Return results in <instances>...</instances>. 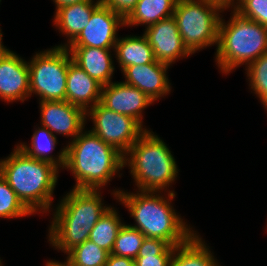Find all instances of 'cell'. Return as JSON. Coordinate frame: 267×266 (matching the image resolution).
Listing matches in <instances>:
<instances>
[{
  "label": "cell",
  "instance_id": "obj_1",
  "mask_svg": "<svg viewBox=\"0 0 267 266\" xmlns=\"http://www.w3.org/2000/svg\"><path fill=\"white\" fill-rule=\"evenodd\" d=\"M139 192L114 191L116 199L129 209L137 223L131 227L138 229L146 238H159L174 247L186 243L195 234L171 206L169 201L176 195L173 190L168 193V200L153 191Z\"/></svg>",
  "mask_w": 267,
  "mask_h": 266
},
{
  "label": "cell",
  "instance_id": "obj_2",
  "mask_svg": "<svg viewBox=\"0 0 267 266\" xmlns=\"http://www.w3.org/2000/svg\"><path fill=\"white\" fill-rule=\"evenodd\" d=\"M98 190L72 189L56 208L50 226L49 241L57 249L68 253L89 239L100 217L110 208L102 206Z\"/></svg>",
  "mask_w": 267,
  "mask_h": 266
},
{
  "label": "cell",
  "instance_id": "obj_3",
  "mask_svg": "<svg viewBox=\"0 0 267 266\" xmlns=\"http://www.w3.org/2000/svg\"><path fill=\"white\" fill-rule=\"evenodd\" d=\"M58 170L49 162L29 157L17 146L0 161V175L32 213L50 209Z\"/></svg>",
  "mask_w": 267,
  "mask_h": 266
},
{
  "label": "cell",
  "instance_id": "obj_4",
  "mask_svg": "<svg viewBox=\"0 0 267 266\" xmlns=\"http://www.w3.org/2000/svg\"><path fill=\"white\" fill-rule=\"evenodd\" d=\"M66 164L76 178L74 189L99 190L124 167V155L91 131L67 145Z\"/></svg>",
  "mask_w": 267,
  "mask_h": 266
},
{
  "label": "cell",
  "instance_id": "obj_5",
  "mask_svg": "<svg viewBox=\"0 0 267 266\" xmlns=\"http://www.w3.org/2000/svg\"><path fill=\"white\" fill-rule=\"evenodd\" d=\"M127 163L140 191H163L178 174L175 159L165 142L148 130L125 153L124 165Z\"/></svg>",
  "mask_w": 267,
  "mask_h": 266
},
{
  "label": "cell",
  "instance_id": "obj_6",
  "mask_svg": "<svg viewBox=\"0 0 267 266\" xmlns=\"http://www.w3.org/2000/svg\"><path fill=\"white\" fill-rule=\"evenodd\" d=\"M221 18L216 62L222 73L239 65H249L267 52V27L242 17L235 10L228 24Z\"/></svg>",
  "mask_w": 267,
  "mask_h": 266
},
{
  "label": "cell",
  "instance_id": "obj_7",
  "mask_svg": "<svg viewBox=\"0 0 267 266\" xmlns=\"http://www.w3.org/2000/svg\"><path fill=\"white\" fill-rule=\"evenodd\" d=\"M222 9L206 0H178L173 17L184 45L191 53L218 43Z\"/></svg>",
  "mask_w": 267,
  "mask_h": 266
},
{
  "label": "cell",
  "instance_id": "obj_8",
  "mask_svg": "<svg viewBox=\"0 0 267 266\" xmlns=\"http://www.w3.org/2000/svg\"><path fill=\"white\" fill-rule=\"evenodd\" d=\"M66 47L55 46L37 53L28 62L31 93H37L41 101L66 100L68 64L71 60Z\"/></svg>",
  "mask_w": 267,
  "mask_h": 266
},
{
  "label": "cell",
  "instance_id": "obj_9",
  "mask_svg": "<svg viewBox=\"0 0 267 266\" xmlns=\"http://www.w3.org/2000/svg\"><path fill=\"white\" fill-rule=\"evenodd\" d=\"M86 115L88 117L90 115L94 121V128L91 132L105 143L115 147L123 155L146 131L132 117L116 113L104 107L100 102L89 108Z\"/></svg>",
  "mask_w": 267,
  "mask_h": 266
},
{
  "label": "cell",
  "instance_id": "obj_10",
  "mask_svg": "<svg viewBox=\"0 0 267 266\" xmlns=\"http://www.w3.org/2000/svg\"><path fill=\"white\" fill-rule=\"evenodd\" d=\"M125 26V19L108 6L101 3L92 13L88 25L79 35L63 47H94L115 49L117 42L116 31Z\"/></svg>",
  "mask_w": 267,
  "mask_h": 266
},
{
  "label": "cell",
  "instance_id": "obj_11",
  "mask_svg": "<svg viewBox=\"0 0 267 266\" xmlns=\"http://www.w3.org/2000/svg\"><path fill=\"white\" fill-rule=\"evenodd\" d=\"M143 35L160 63L170 66L178 58L192 54L184 45L173 16L146 27Z\"/></svg>",
  "mask_w": 267,
  "mask_h": 266
},
{
  "label": "cell",
  "instance_id": "obj_12",
  "mask_svg": "<svg viewBox=\"0 0 267 266\" xmlns=\"http://www.w3.org/2000/svg\"><path fill=\"white\" fill-rule=\"evenodd\" d=\"M41 124L53 132L72 136L73 140L83 131L86 112L68 101H40Z\"/></svg>",
  "mask_w": 267,
  "mask_h": 266
},
{
  "label": "cell",
  "instance_id": "obj_13",
  "mask_svg": "<svg viewBox=\"0 0 267 266\" xmlns=\"http://www.w3.org/2000/svg\"><path fill=\"white\" fill-rule=\"evenodd\" d=\"M29 96L28 62L7 49L0 55V98L6 102H24Z\"/></svg>",
  "mask_w": 267,
  "mask_h": 266
},
{
  "label": "cell",
  "instance_id": "obj_14",
  "mask_svg": "<svg viewBox=\"0 0 267 266\" xmlns=\"http://www.w3.org/2000/svg\"><path fill=\"white\" fill-rule=\"evenodd\" d=\"M100 103L116 113L135 119L142 126V111L153 103L138 88L124 82L102 86Z\"/></svg>",
  "mask_w": 267,
  "mask_h": 266
},
{
  "label": "cell",
  "instance_id": "obj_15",
  "mask_svg": "<svg viewBox=\"0 0 267 266\" xmlns=\"http://www.w3.org/2000/svg\"><path fill=\"white\" fill-rule=\"evenodd\" d=\"M168 67L158 61L144 65H130L122 71L126 78L124 83L138 88L154 102L171 90L166 76Z\"/></svg>",
  "mask_w": 267,
  "mask_h": 266
},
{
  "label": "cell",
  "instance_id": "obj_16",
  "mask_svg": "<svg viewBox=\"0 0 267 266\" xmlns=\"http://www.w3.org/2000/svg\"><path fill=\"white\" fill-rule=\"evenodd\" d=\"M101 91L102 85L71 59L67 72L66 101L87 112L89 107L92 108L100 102Z\"/></svg>",
  "mask_w": 267,
  "mask_h": 266
},
{
  "label": "cell",
  "instance_id": "obj_17",
  "mask_svg": "<svg viewBox=\"0 0 267 266\" xmlns=\"http://www.w3.org/2000/svg\"><path fill=\"white\" fill-rule=\"evenodd\" d=\"M72 61L102 86L111 83L114 74L110 49L94 47H66Z\"/></svg>",
  "mask_w": 267,
  "mask_h": 266
},
{
  "label": "cell",
  "instance_id": "obj_18",
  "mask_svg": "<svg viewBox=\"0 0 267 266\" xmlns=\"http://www.w3.org/2000/svg\"><path fill=\"white\" fill-rule=\"evenodd\" d=\"M102 3L98 0L83 1L59 8L54 17V23L59 30L66 34L70 44L88 25L93 11Z\"/></svg>",
  "mask_w": 267,
  "mask_h": 266
},
{
  "label": "cell",
  "instance_id": "obj_19",
  "mask_svg": "<svg viewBox=\"0 0 267 266\" xmlns=\"http://www.w3.org/2000/svg\"><path fill=\"white\" fill-rule=\"evenodd\" d=\"M114 51L122 71L130 65L157 62L153 49L144 35L118 38Z\"/></svg>",
  "mask_w": 267,
  "mask_h": 266
},
{
  "label": "cell",
  "instance_id": "obj_20",
  "mask_svg": "<svg viewBox=\"0 0 267 266\" xmlns=\"http://www.w3.org/2000/svg\"><path fill=\"white\" fill-rule=\"evenodd\" d=\"M178 0H139L134 9L125 18V25L151 26L160 20L173 16Z\"/></svg>",
  "mask_w": 267,
  "mask_h": 266
},
{
  "label": "cell",
  "instance_id": "obj_21",
  "mask_svg": "<svg viewBox=\"0 0 267 266\" xmlns=\"http://www.w3.org/2000/svg\"><path fill=\"white\" fill-rule=\"evenodd\" d=\"M176 253V254H175ZM170 266H219L210 250L195 233L186 243L176 246Z\"/></svg>",
  "mask_w": 267,
  "mask_h": 266
},
{
  "label": "cell",
  "instance_id": "obj_22",
  "mask_svg": "<svg viewBox=\"0 0 267 266\" xmlns=\"http://www.w3.org/2000/svg\"><path fill=\"white\" fill-rule=\"evenodd\" d=\"M31 146L26 144L17 145L26 155L29 157L39 159L41 161H46L57 168L65 167L66 164V148H64L58 155L57 158L49 156V152L55 149L57 142L56 135L52 134L46 127L36 129L32 135Z\"/></svg>",
  "mask_w": 267,
  "mask_h": 266
},
{
  "label": "cell",
  "instance_id": "obj_23",
  "mask_svg": "<svg viewBox=\"0 0 267 266\" xmlns=\"http://www.w3.org/2000/svg\"><path fill=\"white\" fill-rule=\"evenodd\" d=\"M175 247L159 238L143 240L134 266H170Z\"/></svg>",
  "mask_w": 267,
  "mask_h": 266
},
{
  "label": "cell",
  "instance_id": "obj_24",
  "mask_svg": "<svg viewBox=\"0 0 267 266\" xmlns=\"http://www.w3.org/2000/svg\"><path fill=\"white\" fill-rule=\"evenodd\" d=\"M119 218L116 210L110 207L96 222L89 235L90 241L109 254L113 249L117 234L124 224Z\"/></svg>",
  "mask_w": 267,
  "mask_h": 266
},
{
  "label": "cell",
  "instance_id": "obj_25",
  "mask_svg": "<svg viewBox=\"0 0 267 266\" xmlns=\"http://www.w3.org/2000/svg\"><path fill=\"white\" fill-rule=\"evenodd\" d=\"M71 266H105L109 253L89 239L68 252Z\"/></svg>",
  "mask_w": 267,
  "mask_h": 266
},
{
  "label": "cell",
  "instance_id": "obj_26",
  "mask_svg": "<svg viewBox=\"0 0 267 266\" xmlns=\"http://www.w3.org/2000/svg\"><path fill=\"white\" fill-rule=\"evenodd\" d=\"M145 236L131 225L123 224L114 242L111 254L135 259Z\"/></svg>",
  "mask_w": 267,
  "mask_h": 266
},
{
  "label": "cell",
  "instance_id": "obj_27",
  "mask_svg": "<svg viewBox=\"0 0 267 266\" xmlns=\"http://www.w3.org/2000/svg\"><path fill=\"white\" fill-rule=\"evenodd\" d=\"M33 214L0 175V217L16 218Z\"/></svg>",
  "mask_w": 267,
  "mask_h": 266
},
{
  "label": "cell",
  "instance_id": "obj_28",
  "mask_svg": "<svg viewBox=\"0 0 267 266\" xmlns=\"http://www.w3.org/2000/svg\"><path fill=\"white\" fill-rule=\"evenodd\" d=\"M250 86L267 110V52L247 66Z\"/></svg>",
  "mask_w": 267,
  "mask_h": 266
},
{
  "label": "cell",
  "instance_id": "obj_29",
  "mask_svg": "<svg viewBox=\"0 0 267 266\" xmlns=\"http://www.w3.org/2000/svg\"><path fill=\"white\" fill-rule=\"evenodd\" d=\"M235 11L267 27V0H241Z\"/></svg>",
  "mask_w": 267,
  "mask_h": 266
},
{
  "label": "cell",
  "instance_id": "obj_30",
  "mask_svg": "<svg viewBox=\"0 0 267 266\" xmlns=\"http://www.w3.org/2000/svg\"><path fill=\"white\" fill-rule=\"evenodd\" d=\"M102 3L108 6L112 11L117 12L124 19L134 9L139 0H101Z\"/></svg>",
  "mask_w": 267,
  "mask_h": 266
},
{
  "label": "cell",
  "instance_id": "obj_31",
  "mask_svg": "<svg viewBox=\"0 0 267 266\" xmlns=\"http://www.w3.org/2000/svg\"><path fill=\"white\" fill-rule=\"evenodd\" d=\"M105 266H134V260L128 257H120L110 253Z\"/></svg>",
  "mask_w": 267,
  "mask_h": 266
},
{
  "label": "cell",
  "instance_id": "obj_32",
  "mask_svg": "<svg viewBox=\"0 0 267 266\" xmlns=\"http://www.w3.org/2000/svg\"><path fill=\"white\" fill-rule=\"evenodd\" d=\"M206 1H208L211 4H214V5L218 6L222 10L224 8L226 9V8L230 7L231 4H232L231 5V8L233 6L234 7V10H235L239 6V4L241 3V0H237L239 2H236L237 5L235 6L234 0H206Z\"/></svg>",
  "mask_w": 267,
  "mask_h": 266
},
{
  "label": "cell",
  "instance_id": "obj_33",
  "mask_svg": "<svg viewBox=\"0 0 267 266\" xmlns=\"http://www.w3.org/2000/svg\"><path fill=\"white\" fill-rule=\"evenodd\" d=\"M53 1L54 3H56V11H57L59 8H62L64 6H68V5H72L75 3H80V2L88 1V0H53Z\"/></svg>",
  "mask_w": 267,
  "mask_h": 266
},
{
  "label": "cell",
  "instance_id": "obj_34",
  "mask_svg": "<svg viewBox=\"0 0 267 266\" xmlns=\"http://www.w3.org/2000/svg\"><path fill=\"white\" fill-rule=\"evenodd\" d=\"M46 266H71L68 262L61 263L58 261H49L47 262Z\"/></svg>",
  "mask_w": 267,
  "mask_h": 266
},
{
  "label": "cell",
  "instance_id": "obj_35",
  "mask_svg": "<svg viewBox=\"0 0 267 266\" xmlns=\"http://www.w3.org/2000/svg\"><path fill=\"white\" fill-rule=\"evenodd\" d=\"M1 40H2V33H1V30H0V55H1L2 53H4V52L7 50V48H5V47L3 46Z\"/></svg>",
  "mask_w": 267,
  "mask_h": 266
}]
</instances>
